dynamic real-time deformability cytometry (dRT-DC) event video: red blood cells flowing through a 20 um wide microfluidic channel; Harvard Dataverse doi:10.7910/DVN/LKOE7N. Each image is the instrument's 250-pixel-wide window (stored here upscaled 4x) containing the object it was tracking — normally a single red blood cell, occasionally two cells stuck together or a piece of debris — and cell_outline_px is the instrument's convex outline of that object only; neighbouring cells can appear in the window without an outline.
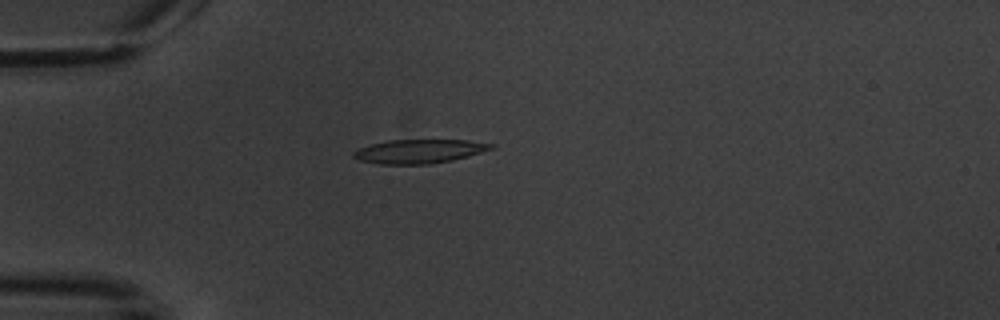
{"species": "common noctule bat (a hibernating species)", "species_latin": "Nyctalus noctula", "temperature_condition": "warm", "stored_images_in_passage": 2, "camera_frame_rate_fps": 3000, "um_per_image_px": 0.085, "animal": {"sex": "male", "body_mass_g": 20.1, "forearm_length_mm": 53.5}, "frame": {"image": 1, "passage_image": 2, "time_ms": 1.333, "image_size_px": [1000, 320], "cell_outline_px": [[496, 148], [452, 160], [428, 164], [380, 164], [360, 160], [352, 156], [352, 152], [360, 148], [372, 144], [388, 140], [468, 140], [496, 144]], "centroid_in_image_um": [35.66, 12.85], "position_along_channel_um": 49.3, "area_um2": 19.07}}